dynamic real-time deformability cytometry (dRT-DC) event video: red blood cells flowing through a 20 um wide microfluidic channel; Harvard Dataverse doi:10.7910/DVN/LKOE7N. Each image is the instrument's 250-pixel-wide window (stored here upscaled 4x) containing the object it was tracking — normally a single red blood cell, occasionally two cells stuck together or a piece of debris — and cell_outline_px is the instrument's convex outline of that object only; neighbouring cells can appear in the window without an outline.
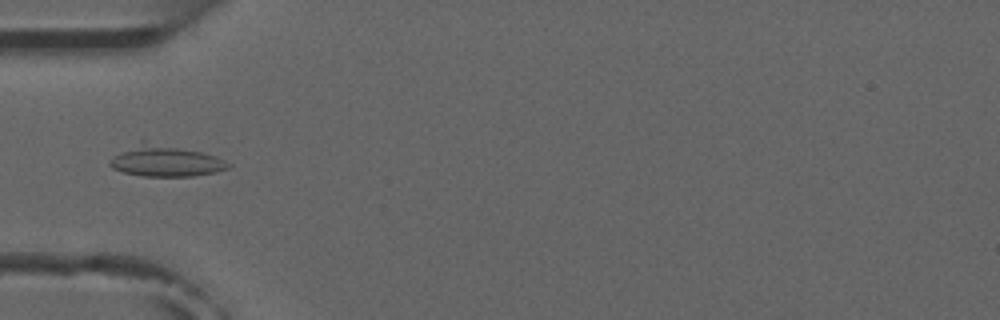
{"species": "common noctule bat (a hibernating species)", "species_latin": "Nyctalus noctula", "temperature_condition": "room temperature", "stored_images_in_passage": 6, "camera_frame_rate_fps": 3000, "um_per_image_px": 0.085, "animal": {"sex": "male", "forearm_length_mm": 52.5}, "frame": {"image": 1, "passage_image": 5, "time_ms": 4.667, "image_size_px": [1000, 320], "cell_outline_px": [[232, 168], [216, 172], [192, 176], [144, 176], [124, 172], [112, 168], [108, 164], [108, 160], [112, 156], [140, 140], [144, 140], [200, 152], [216, 156], [232, 164]], "centroid_in_image_um": [14.05, 13.68], "position_along_channel_um": 70.9, "area_um2": 21.62}}
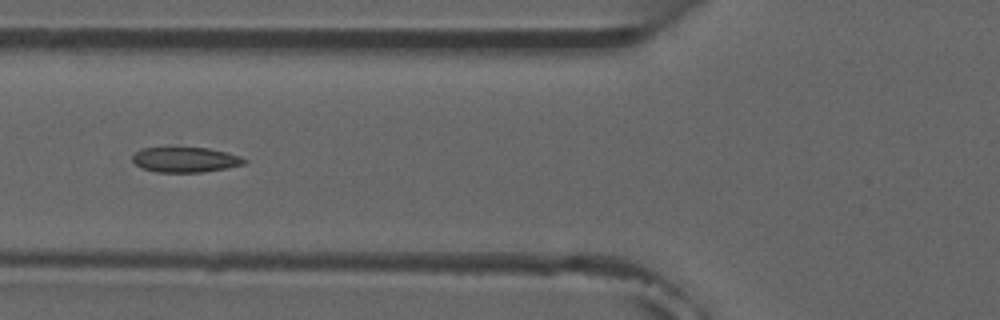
{"frame": {"image": 2, "passage_image": 6, "time_ms": 5.667, "image_size_px": [1000, 320], "cell_outline_px": [[248, 160], [244, 164], [224, 168], [200, 172], [156, 172], [140, 168], [132, 160], [132, 156], [140, 148], [208, 148], [240, 156]], "centroid_in_image_um": [15.71, 13.58], "position_along_channel_um": 110.1, "area_um2": 16.18}}